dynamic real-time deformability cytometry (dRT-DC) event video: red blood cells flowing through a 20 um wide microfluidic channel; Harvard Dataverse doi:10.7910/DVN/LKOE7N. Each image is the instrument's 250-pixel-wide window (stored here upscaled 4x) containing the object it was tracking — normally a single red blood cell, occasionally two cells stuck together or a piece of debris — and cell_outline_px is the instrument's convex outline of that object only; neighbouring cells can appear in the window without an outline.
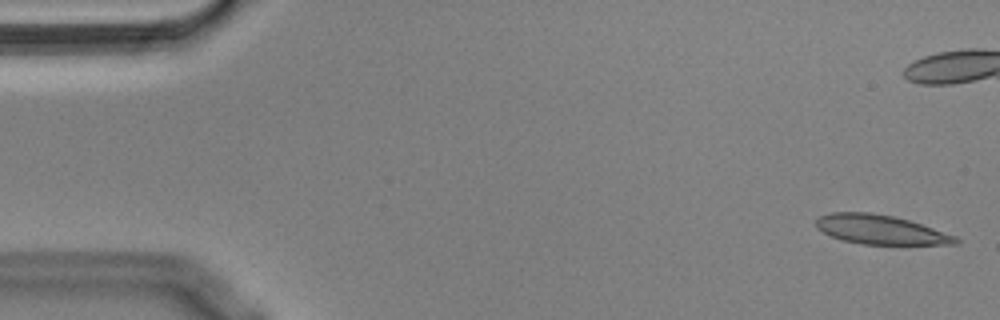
{"species": "Egyptian fruit bat (a non-hibernating species)", "species_latin": "Rousettus aegyptiacus", "temperature_condition": "cold", "stored_images_in_passage": 56, "camera_frame_rate_fps": 3000, "um_per_image_px": 0.085, "animal": {"sex": "male"}, "frame": {"image": 1, "passage_image": 2, "time_ms": 0.333, "image_size_px": [1000, 320], "cell_outline_px": [[960, 240], [956, 244], [860, 244], [840, 240], [816, 228], [816, 220], [820, 216], [828, 212], [872, 212], [892, 216], [908, 220], [956, 236]], "centroid_in_image_um": [74.79, 19.51], "position_along_channel_um": 10.2, "area_um2": 23.64}}
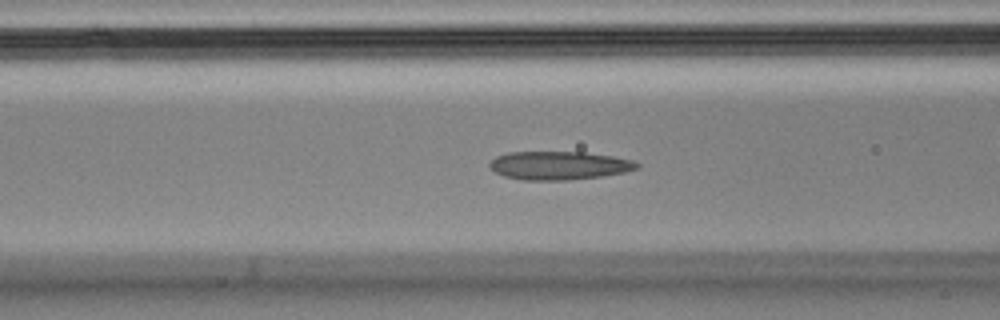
{"frame": {"image": 2, "passage_image": 21, "time_ms": 6.667, "image_size_px": [1000, 320], "cell_outline_px": [[640, 168], [624, 172], [600, 176], [568, 180], [524, 180], [504, 176], [488, 168], [488, 164], [496, 156], [508, 152], [584, 152], [612, 156], [632, 160], [640, 164]], "centroid_in_image_um": [47.5, 14.06], "position_along_channel_um": 119.1, "area_um2": 24.39}}
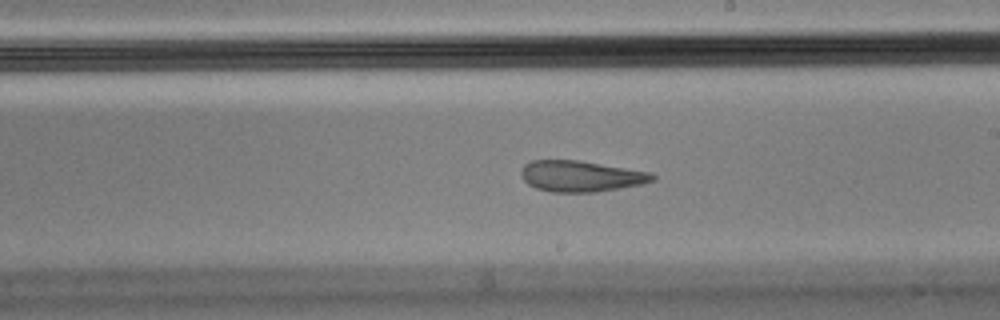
{"frame": {"image": 3, "passage_image": 31, "time_ms": 10.0, "image_size_px": [1000, 320], "cell_outline_px": [[656, 180], [640, 184], [620, 188], [596, 192], [552, 192], [536, 188], [528, 184], [520, 176], [520, 172], [524, 164], [532, 160], [580, 160], [652, 172], [656, 176]], "centroid_in_image_um": [49.38, 14.97], "position_along_channel_um": 239.6, "area_um2": 23.93}, "authors_computed_cell_mechanics": {"area_um2": 24.5939, "velocity_mm_per_s": 3.619, "shape_relaxation_time_tau1_ms": null, "shape_relaxation_time_tau2_ms": 2.1831, "deformation_change_tau1": null, "deformation_change_tau2": 0.1096}}